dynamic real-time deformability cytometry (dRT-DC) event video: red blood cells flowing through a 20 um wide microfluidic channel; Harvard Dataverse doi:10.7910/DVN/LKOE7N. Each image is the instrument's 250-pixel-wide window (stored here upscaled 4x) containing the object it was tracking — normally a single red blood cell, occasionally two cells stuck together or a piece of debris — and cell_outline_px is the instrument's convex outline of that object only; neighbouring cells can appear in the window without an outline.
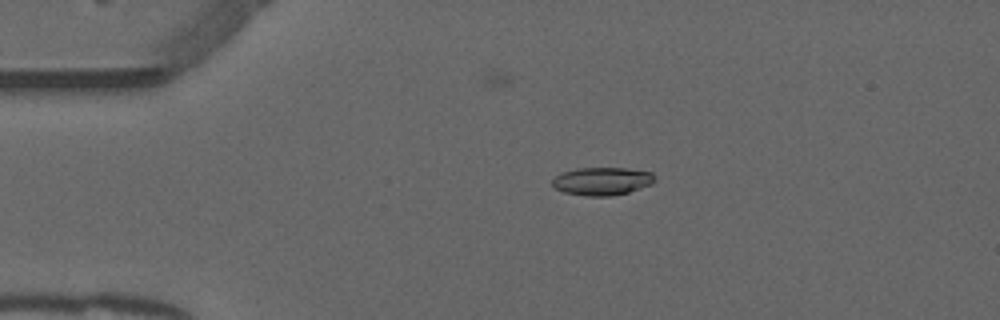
{"species": "common noctule bat (a hibernating species)", "species_latin": "Nyctalus noctula", "temperature_condition": "warm", "stored_images_in_passage": 37, "camera_frame_rate_fps": 3000, "um_per_image_px": 0.085, "animal": {"sex": "male", "forearm_length_mm": 52.5}, "frame": {"image": 1, "passage_image": 1, "time_ms": 0.0, "image_size_px": [1000, 320], "cell_outline_px": [[656, 180], [652, 184], [628, 192], [608, 196], [588, 196], [564, 192], [556, 188], [552, 184], [552, 180], [560, 172], [576, 168], [624, 168], [652, 172], [656, 176]], "centroid_in_image_um": [51.19, 15.39], "position_along_channel_um": 33.8, "area_um2": 16.7}}
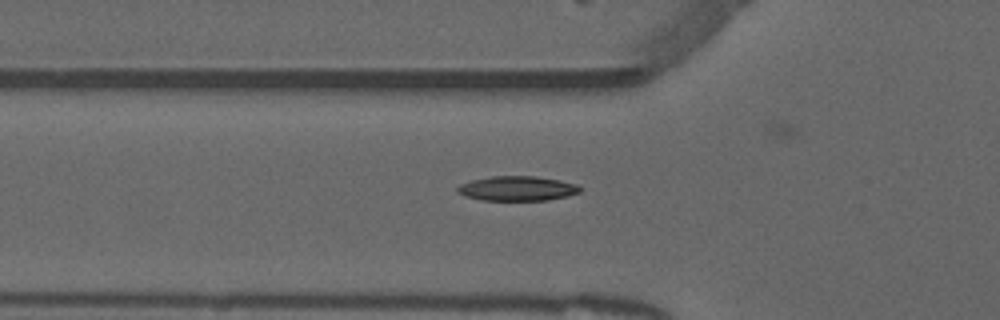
{"frame": {"image": 2, "passage_image": 8, "time_ms": 2.333, "image_size_px": [1000, 320], "cell_outline_px": [[580, 192], [568, 196], [548, 200], [480, 200], [464, 196], [456, 192], [456, 188], [460, 184], [472, 180], [492, 176], [536, 176], [560, 180], [580, 184]], "centroid_in_image_um": [43.97, 16.02], "position_along_channel_um": 81.8, "area_um2": 17.8}}
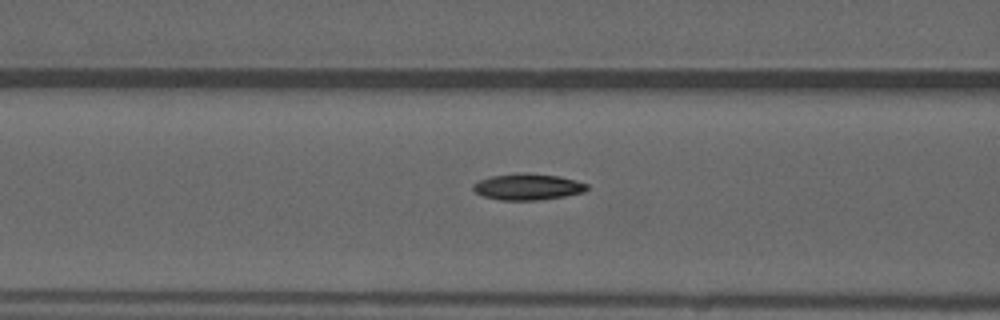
{"frame": {"image": 3, "passage_image": 11, "time_ms": 3.333, "image_size_px": [1000, 320], "cell_outline_px": [[588, 188], [584, 192], [564, 196], [536, 200], [500, 200], [484, 196], [476, 192], [472, 188], [472, 184], [480, 180], [492, 176], [520, 172], [528, 172], [560, 176], [576, 180], [588, 184]], "centroid_in_image_um": [44.87, 15.86], "position_along_channel_um": 121.7, "area_um2": 17.51}, "authors_computed_cell_mechanics": {"area_um2": 16.8776, "velocity_mm_per_s": 3.9151, "shape_relaxation_time_tau1_ms": 8.2283, "shape_relaxation_time_tau2_ms": 6.3342, "deformation_change_tau1": 0.2006, "deformation_change_tau2": 0.1339}}